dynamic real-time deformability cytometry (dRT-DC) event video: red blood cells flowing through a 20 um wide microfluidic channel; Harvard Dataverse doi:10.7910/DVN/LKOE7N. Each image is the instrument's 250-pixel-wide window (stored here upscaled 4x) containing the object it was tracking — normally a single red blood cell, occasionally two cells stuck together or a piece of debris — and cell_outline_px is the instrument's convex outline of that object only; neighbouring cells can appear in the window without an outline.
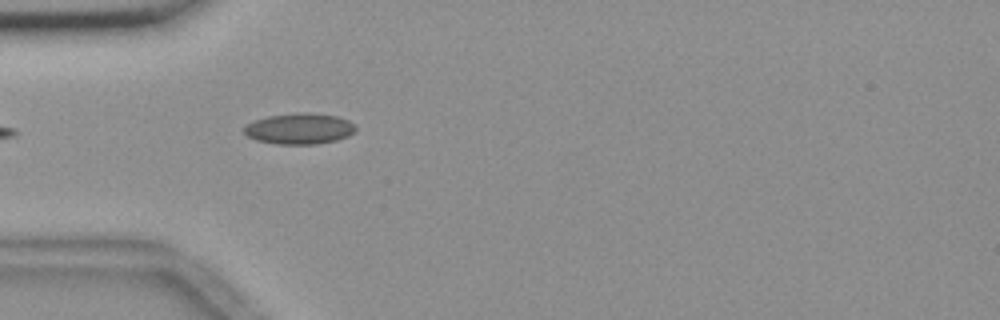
{"species": "common noctule bat (a hibernating species)", "species_latin": "Nyctalus noctula", "temperature_condition": "room temperature", "stored_images_in_passage": 43, "camera_frame_rate_fps": 3000, "um_per_image_px": 0.085, "animal": {"sex": "female", "body_mass_g": 18.4}, "frame": {"image": 1, "passage_image": 4, "time_ms": 1.0, "image_size_px": [1000, 320], "cell_outline_px": [[356, 128], [348, 136], [336, 140], [316, 144], [276, 144], [256, 140], [248, 136], [244, 132], [244, 128], [248, 124], [256, 120], [268, 116], [304, 112], [308, 112], [336, 116], [348, 120], [356, 124]], "centroid_in_image_um": [25.47, 10.94], "position_along_channel_um": 59.5, "area_um2": 19.94}}
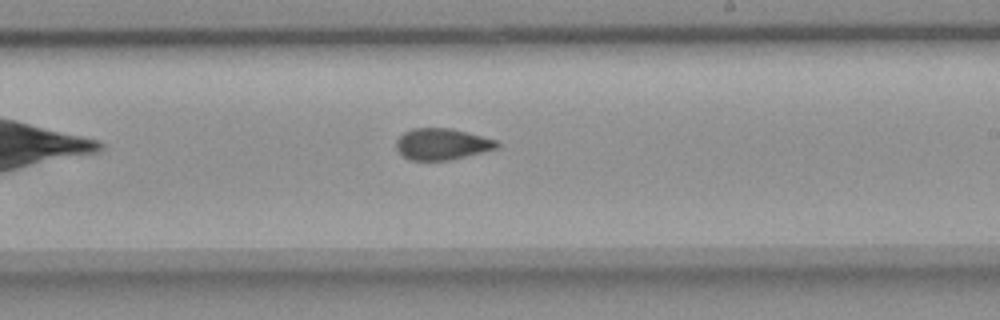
{"frame": {"image": 2, "passage_image": 20, "time_ms": 6.333, "image_size_px": [1000, 320], "cell_outline_px": [[500, 144], [496, 148], [448, 160], [408, 160], [396, 148], [396, 140], [404, 132], [412, 128], [452, 128], [496, 140]], "centroid_in_image_um": [37.53, 12.23], "position_along_channel_um": 251.5, "area_um2": 18.15}}
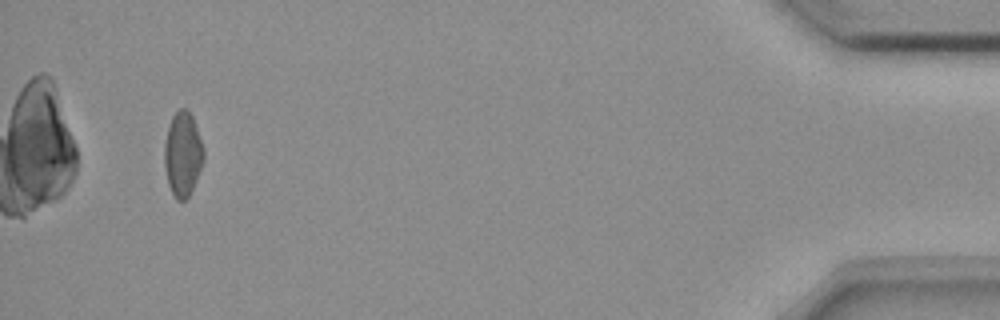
{"frame": {"image": 3, "passage_image": 40, "time_ms": 13.0, "image_size_px": [1000, 320], "cell_outline_px": [[204, 160], [196, 180], [188, 196], [184, 200], [176, 200], [168, 184], [164, 164], [164, 144], [168, 128], [172, 116], [180, 108], [188, 108], [192, 116], [204, 148]], "centroid_in_image_um": [15.53, 13.08], "position_along_channel_um": 419.7, "area_um2": 19.25}, "authors_computed_cell_mechanics": {"area_um2": 18.9584, "velocity_mm_per_s": 3.6589, "shape_relaxation_time_tau1_ms": null, "shape_relaxation_time_tau2_ms": 2.7429, "deformation_change_tau1": null, "deformation_change_tau2": 0.0709}}